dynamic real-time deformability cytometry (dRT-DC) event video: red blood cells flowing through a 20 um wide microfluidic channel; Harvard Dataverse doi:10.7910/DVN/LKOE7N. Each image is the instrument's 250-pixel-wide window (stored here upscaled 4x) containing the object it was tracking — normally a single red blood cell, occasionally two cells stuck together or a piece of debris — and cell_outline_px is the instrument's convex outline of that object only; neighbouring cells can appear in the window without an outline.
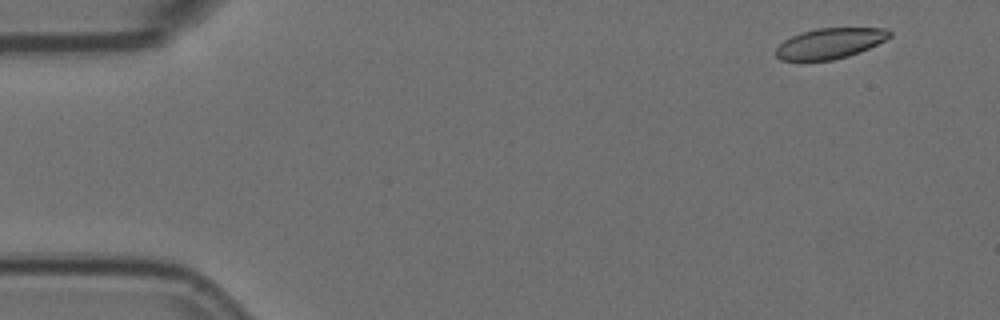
{"species": "Egyptian fruit bat (a non-hibernating species)", "species_latin": "Rousettus aegyptiacus", "temperature_condition": "room temperature", "stored_images_in_passage": 5, "camera_frame_rate_fps": 3000, "um_per_image_px": 0.085, "animal": {"sex": "female"}, "frame": {"image": 1, "passage_image": 1, "time_ms": 0.0, "image_size_px": [1000, 320], "cell_outline_px": [[892, 36], [860, 52], [848, 56], [832, 60], [780, 60], [776, 56], [776, 48], [784, 40], [800, 32], [816, 28], [888, 28], [892, 32]], "centroid_in_image_um": [70.55, 3.67], "position_along_channel_um": 14.5, "area_um2": 20.17}}
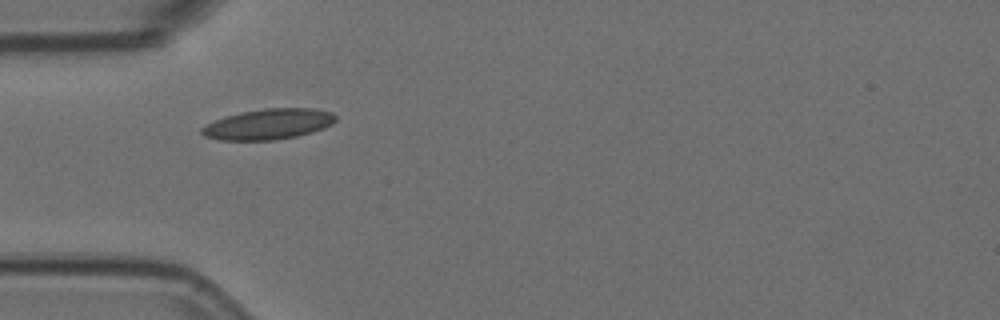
{"frame": {"image": 2, "passage_image": 5, "time_ms": 1.333, "image_size_px": [1000, 320], "cell_outline_px": [[336, 120], [332, 124], [324, 128], [312, 132], [296, 136], [276, 140], [220, 140], [204, 136], [200, 132], [200, 128], [224, 116], [240, 112], [264, 108], [312, 108], [332, 112], [336, 116]], "centroid_in_image_um": [22.82, 10.55], "position_along_channel_um": 62.2, "area_um2": 23.93}}